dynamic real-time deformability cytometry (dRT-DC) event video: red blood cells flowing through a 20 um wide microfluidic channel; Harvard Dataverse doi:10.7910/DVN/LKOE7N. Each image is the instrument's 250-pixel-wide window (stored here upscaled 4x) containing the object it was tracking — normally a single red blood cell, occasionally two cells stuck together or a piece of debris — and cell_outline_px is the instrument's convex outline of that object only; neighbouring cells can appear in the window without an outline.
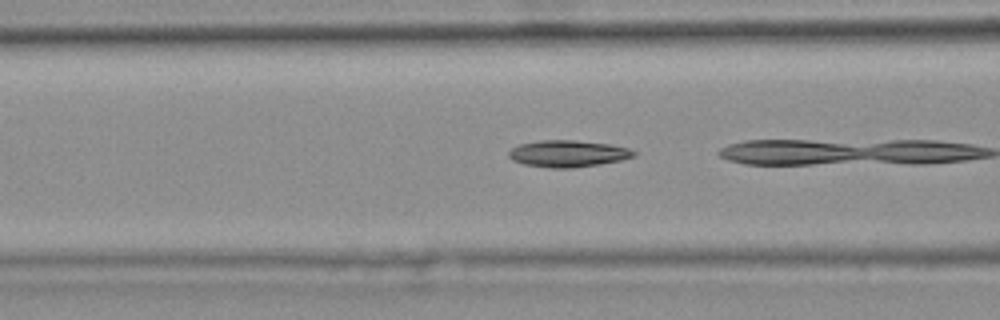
{"species": "common noctule bat (a hibernating species)", "species_latin": "Nyctalus noctula", "temperature_condition": "warm", "stored_images_in_passage": 6, "camera_frame_rate_fps": 3000, "um_per_image_px": 0.085, "animal": {"sex": "female", "body_mass_g": 25.1}, "frame": {"image": 1, "passage_image": 4, "time_ms": 1.0, "image_size_px": [1000, 320], "cell_outline_px": [[636, 156], [620, 160], [572, 168], [552, 168], [524, 164], [512, 160], [508, 156], [508, 152], [512, 148], [520, 144], [540, 140], [576, 140], [608, 144], [628, 148], [636, 152]], "centroid_in_image_um": [48.25, 13.05], "position_along_channel_um": 118.4, "area_um2": 19.31}}